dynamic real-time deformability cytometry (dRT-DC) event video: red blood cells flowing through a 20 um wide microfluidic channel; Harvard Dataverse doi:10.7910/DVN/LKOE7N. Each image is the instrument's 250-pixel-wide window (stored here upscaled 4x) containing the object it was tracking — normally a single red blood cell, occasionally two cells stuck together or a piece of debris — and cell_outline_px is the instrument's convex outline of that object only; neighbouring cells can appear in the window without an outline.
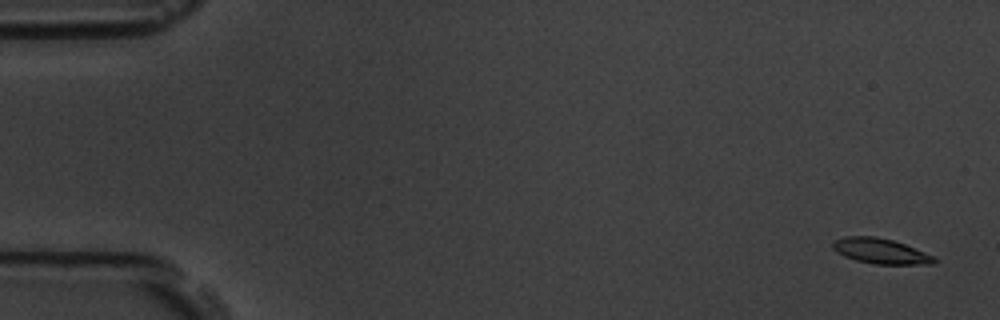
{"species": "common noctule bat (a hibernating species)", "species_latin": "Nyctalus noctula", "temperature_condition": "room temperature", "stored_images_in_passage": 6, "camera_frame_rate_fps": 3000, "um_per_image_px": 0.085, "animal": {"sex": "male", "body_mass_g": 19.5, "forearm_length_mm": 54.6}, "frame": {"image": 1, "passage_image": 1, "time_ms": 0.0, "image_size_px": [1000, 320], "cell_outline_px": [[936, 264], [876, 264], [856, 260], [844, 256], [836, 252], [832, 248], [832, 240], [844, 236], [876, 236], [892, 240], [904, 244], [924, 252], [932, 256], [936, 260]], "centroid_in_image_um": [74.79, 21.33], "position_along_channel_um": 10.2, "area_um2": 14.91}}